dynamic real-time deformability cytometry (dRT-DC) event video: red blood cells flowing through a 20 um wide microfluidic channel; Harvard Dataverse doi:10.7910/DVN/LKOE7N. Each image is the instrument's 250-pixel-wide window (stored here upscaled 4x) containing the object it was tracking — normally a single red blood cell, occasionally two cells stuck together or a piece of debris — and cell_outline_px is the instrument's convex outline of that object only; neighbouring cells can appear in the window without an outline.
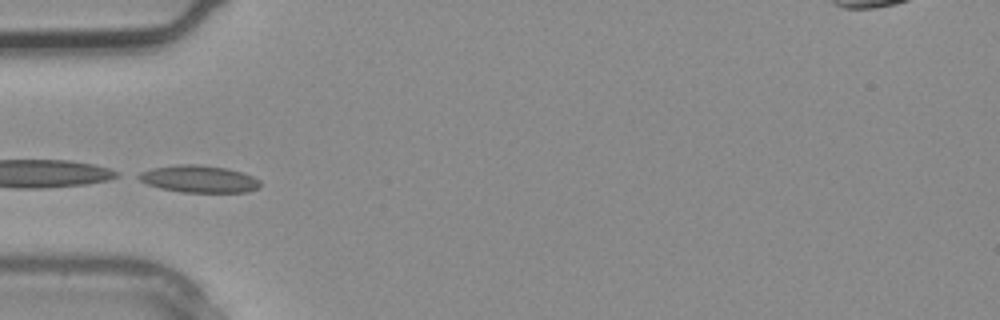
{"species": "common noctule bat (a hibernating species)", "species_latin": "Nyctalus noctula", "temperature_condition": "warm", "stored_images_in_passage": 4, "camera_frame_rate_fps": 3000, "um_per_image_px": 0.085, "animal": {"sex": "male", "body_mass_g": 20.4}, "frame": {"image": 1, "passage_image": 4, "time_ms": 1.0, "image_size_px": [1000, 320], "cell_outline_px": [[260, 188], [248, 192], [180, 192], [160, 188], [148, 184], [132, 176], [140, 172], [152, 168], [176, 164], [196, 164], [228, 168], [252, 176], [260, 180]], "centroid_in_image_um": [16.88, 15.21], "position_along_channel_um": 68.1, "area_um2": 19.42}}